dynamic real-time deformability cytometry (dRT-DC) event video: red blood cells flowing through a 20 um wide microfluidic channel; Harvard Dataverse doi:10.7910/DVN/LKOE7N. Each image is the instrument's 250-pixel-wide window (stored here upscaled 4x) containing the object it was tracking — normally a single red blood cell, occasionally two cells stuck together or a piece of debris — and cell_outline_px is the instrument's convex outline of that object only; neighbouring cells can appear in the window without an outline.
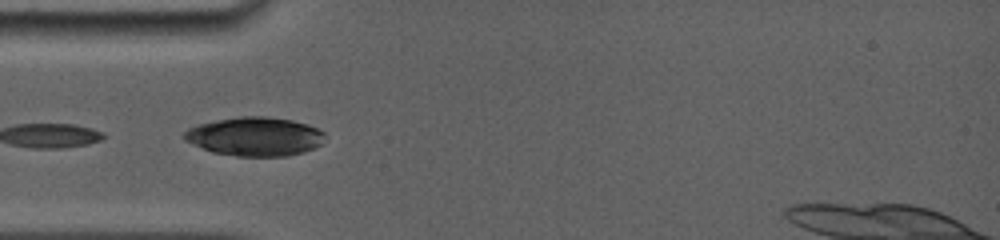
{"species": "common noctule bat (a hibernating species)", "species_latin": "Nyctalus noctula", "temperature_condition": "room temperature", "stored_images_in_passage": 4, "camera_frame_rate_fps": 5000, "um_per_image_px": 0.085, "animal": {"sex": "female", "body_mass_g": 19.0, "forearm_length_mm": 56.7}, "frame": {"image": 1, "passage_image": 1, "time_ms": 0.0, "image_size_px": [1000, 240], "cell_outline_px": [[324, 136], [320, 144], [304, 152], [288, 156], [236, 156], [212, 152], [192, 144], [184, 140], [184, 132], [188, 128], [196, 124], [216, 120], [240, 116], [268, 116], [292, 120], [308, 124], [324, 132]], "centroid_in_image_um": [21.64, 11.59], "position_along_channel_um": 63.4, "area_um2": 31.91}}
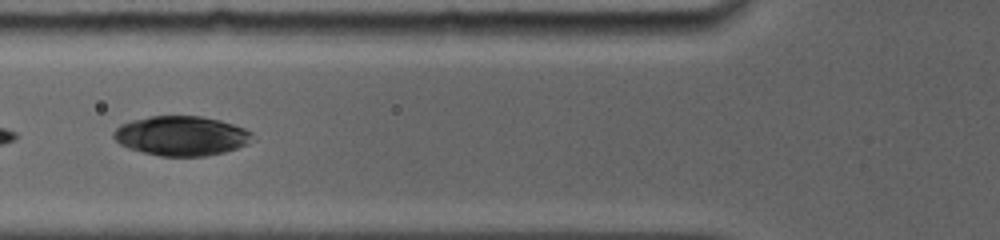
{"frame": {"image": 2, "passage_image": 2, "time_ms": 1.2, "image_size_px": [1000, 240], "cell_outline_px": [[252, 132], [248, 144], [224, 152], [204, 156], [160, 156], [128, 148], [120, 144], [112, 136], [112, 132], [120, 124], [132, 120], [148, 116], [204, 116], [220, 120], [244, 128]], "centroid_in_image_um": [15.38, 11.54], "position_along_channel_um": 110.4, "area_um2": 31.96}}